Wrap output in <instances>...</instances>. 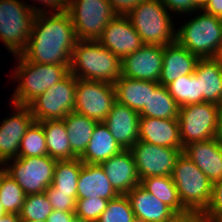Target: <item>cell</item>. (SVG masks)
Masks as SVG:
<instances>
[{
    "instance_id": "1",
    "label": "cell",
    "mask_w": 222,
    "mask_h": 222,
    "mask_svg": "<svg viewBox=\"0 0 222 222\" xmlns=\"http://www.w3.org/2000/svg\"><path fill=\"white\" fill-rule=\"evenodd\" d=\"M77 41L67 11L43 12L35 15L30 38L20 55L29 62L70 65Z\"/></svg>"
},
{
    "instance_id": "2",
    "label": "cell",
    "mask_w": 222,
    "mask_h": 222,
    "mask_svg": "<svg viewBox=\"0 0 222 222\" xmlns=\"http://www.w3.org/2000/svg\"><path fill=\"white\" fill-rule=\"evenodd\" d=\"M69 68L77 79L114 84L121 77L122 60L97 40H78Z\"/></svg>"
},
{
    "instance_id": "3",
    "label": "cell",
    "mask_w": 222,
    "mask_h": 222,
    "mask_svg": "<svg viewBox=\"0 0 222 222\" xmlns=\"http://www.w3.org/2000/svg\"><path fill=\"white\" fill-rule=\"evenodd\" d=\"M171 176L183 207L192 216L200 217L210 205L213 183L183 152Z\"/></svg>"
},
{
    "instance_id": "4",
    "label": "cell",
    "mask_w": 222,
    "mask_h": 222,
    "mask_svg": "<svg viewBox=\"0 0 222 222\" xmlns=\"http://www.w3.org/2000/svg\"><path fill=\"white\" fill-rule=\"evenodd\" d=\"M16 58L19 64L16 71L14 70L13 78L17 79L19 84L11 99L13 104L28 106L39 95L70 73V65L29 62L21 55H17Z\"/></svg>"
},
{
    "instance_id": "5",
    "label": "cell",
    "mask_w": 222,
    "mask_h": 222,
    "mask_svg": "<svg viewBox=\"0 0 222 222\" xmlns=\"http://www.w3.org/2000/svg\"><path fill=\"white\" fill-rule=\"evenodd\" d=\"M20 0H0V40L14 57L26 48L36 14L49 12Z\"/></svg>"
},
{
    "instance_id": "6",
    "label": "cell",
    "mask_w": 222,
    "mask_h": 222,
    "mask_svg": "<svg viewBox=\"0 0 222 222\" xmlns=\"http://www.w3.org/2000/svg\"><path fill=\"white\" fill-rule=\"evenodd\" d=\"M168 11L159 0H147L135 6L126 16L144 44L164 47L176 40Z\"/></svg>"
},
{
    "instance_id": "7",
    "label": "cell",
    "mask_w": 222,
    "mask_h": 222,
    "mask_svg": "<svg viewBox=\"0 0 222 222\" xmlns=\"http://www.w3.org/2000/svg\"><path fill=\"white\" fill-rule=\"evenodd\" d=\"M199 11L176 31L175 41L198 58H213L222 43V19Z\"/></svg>"
},
{
    "instance_id": "8",
    "label": "cell",
    "mask_w": 222,
    "mask_h": 222,
    "mask_svg": "<svg viewBox=\"0 0 222 222\" xmlns=\"http://www.w3.org/2000/svg\"><path fill=\"white\" fill-rule=\"evenodd\" d=\"M221 108L210 102L180 107L178 122L183 148L192 142L218 137Z\"/></svg>"
},
{
    "instance_id": "9",
    "label": "cell",
    "mask_w": 222,
    "mask_h": 222,
    "mask_svg": "<svg viewBox=\"0 0 222 222\" xmlns=\"http://www.w3.org/2000/svg\"><path fill=\"white\" fill-rule=\"evenodd\" d=\"M67 13L78 40H97L117 15L108 0H69Z\"/></svg>"
},
{
    "instance_id": "10",
    "label": "cell",
    "mask_w": 222,
    "mask_h": 222,
    "mask_svg": "<svg viewBox=\"0 0 222 222\" xmlns=\"http://www.w3.org/2000/svg\"><path fill=\"white\" fill-rule=\"evenodd\" d=\"M13 161L12 165H8ZM57 160L49 155L18 157L5 162V172L23 189L25 195L44 193L51 186Z\"/></svg>"
},
{
    "instance_id": "11",
    "label": "cell",
    "mask_w": 222,
    "mask_h": 222,
    "mask_svg": "<svg viewBox=\"0 0 222 222\" xmlns=\"http://www.w3.org/2000/svg\"><path fill=\"white\" fill-rule=\"evenodd\" d=\"M76 78L69 73L28 106L34 121L62 120L75 109Z\"/></svg>"
},
{
    "instance_id": "12",
    "label": "cell",
    "mask_w": 222,
    "mask_h": 222,
    "mask_svg": "<svg viewBox=\"0 0 222 222\" xmlns=\"http://www.w3.org/2000/svg\"><path fill=\"white\" fill-rule=\"evenodd\" d=\"M115 102L114 84L76 78L74 112L104 122Z\"/></svg>"
},
{
    "instance_id": "13",
    "label": "cell",
    "mask_w": 222,
    "mask_h": 222,
    "mask_svg": "<svg viewBox=\"0 0 222 222\" xmlns=\"http://www.w3.org/2000/svg\"><path fill=\"white\" fill-rule=\"evenodd\" d=\"M140 181L146 177L171 176L184 149L156 146L138 140L130 149Z\"/></svg>"
},
{
    "instance_id": "14",
    "label": "cell",
    "mask_w": 222,
    "mask_h": 222,
    "mask_svg": "<svg viewBox=\"0 0 222 222\" xmlns=\"http://www.w3.org/2000/svg\"><path fill=\"white\" fill-rule=\"evenodd\" d=\"M163 64V46L144 44L122 59L121 75L158 82Z\"/></svg>"
},
{
    "instance_id": "15",
    "label": "cell",
    "mask_w": 222,
    "mask_h": 222,
    "mask_svg": "<svg viewBox=\"0 0 222 222\" xmlns=\"http://www.w3.org/2000/svg\"><path fill=\"white\" fill-rule=\"evenodd\" d=\"M97 41L121 60L144 45L126 15H116Z\"/></svg>"
},
{
    "instance_id": "16",
    "label": "cell",
    "mask_w": 222,
    "mask_h": 222,
    "mask_svg": "<svg viewBox=\"0 0 222 222\" xmlns=\"http://www.w3.org/2000/svg\"><path fill=\"white\" fill-rule=\"evenodd\" d=\"M13 105L16 113L10 118H5L0 125V159L4 162L18 158L20 142L34 122L29 106Z\"/></svg>"
},
{
    "instance_id": "17",
    "label": "cell",
    "mask_w": 222,
    "mask_h": 222,
    "mask_svg": "<svg viewBox=\"0 0 222 222\" xmlns=\"http://www.w3.org/2000/svg\"><path fill=\"white\" fill-rule=\"evenodd\" d=\"M140 114L115 102L103 122L123 150H129L139 140Z\"/></svg>"
},
{
    "instance_id": "18",
    "label": "cell",
    "mask_w": 222,
    "mask_h": 222,
    "mask_svg": "<svg viewBox=\"0 0 222 222\" xmlns=\"http://www.w3.org/2000/svg\"><path fill=\"white\" fill-rule=\"evenodd\" d=\"M136 222H178L181 218L140 184L126 194Z\"/></svg>"
},
{
    "instance_id": "19",
    "label": "cell",
    "mask_w": 222,
    "mask_h": 222,
    "mask_svg": "<svg viewBox=\"0 0 222 222\" xmlns=\"http://www.w3.org/2000/svg\"><path fill=\"white\" fill-rule=\"evenodd\" d=\"M183 153L213 184L222 179V142L218 137L192 142L184 147Z\"/></svg>"
},
{
    "instance_id": "20",
    "label": "cell",
    "mask_w": 222,
    "mask_h": 222,
    "mask_svg": "<svg viewBox=\"0 0 222 222\" xmlns=\"http://www.w3.org/2000/svg\"><path fill=\"white\" fill-rule=\"evenodd\" d=\"M105 175L119 195H126L140 184L135 160L130 150H122L101 163Z\"/></svg>"
},
{
    "instance_id": "21",
    "label": "cell",
    "mask_w": 222,
    "mask_h": 222,
    "mask_svg": "<svg viewBox=\"0 0 222 222\" xmlns=\"http://www.w3.org/2000/svg\"><path fill=\"white\" fill-rule=\"evenodd\" d=\"M139 140L156 146L184 149L178 119H160L140 116Z\"/></svg>"
},
{
    "instance_id": "22",
    "label": "cell",
    "mask_w": 222,
    "mask_h": 222,
    "mask_svg": "<svg viewBox=\"0 0 222 222\" xmlns=\"http://www.w3.org/2000/svg\"><path fill=\"white\" fill-rule=\"evenodd\" d=\"M198 57L185 47L174 43L163 47V64L158 83L167 87L179 76L190 75L195 71Z\"/></svg>"
},
{
    "instance_id": "23",
    "label": "cell",
    "mask_w": 222,
    "mask_h": 222,
    "mask_svg": "<svg viewBox=\"0 0 222 222\" xmlns=\"http://www.w3.org/2000/svg\"><path fill=\"white\" fill-rule=\"evenodd\" d=\"M119 194L112 187L101 164L83 163L77 184V199H113Z\"/></svg>"
},
{
    "instance_id": "24",
    "label": "cell",
    "mask_w": 222,
    "mask_h": 222,
    "mask_svg": "<svg viewBox=\"0 0 222 222\" xmlns=\"http://www.w3.org/2000/svg\"><path fill=\"white\" fill-rule=\"evenodd\" d=\"M194 73L199 78L200 103L222 106V64L216 58H199Z\"/></svg>"
},
{
    "instance_id": "25",
    "label": "cell",
    "mask_w": 222,
    "mask_h": 222,
    "mask_svg": "<svg viewBox=\"0 0 222 222\" xmlns=\"http://www.w3.org/2000/svg\"><path fill=\"white\" fill-rule=\"evenodd\" d=\"M158 85V82L121 75L114 83L116 101L139 113L148 103L149 90H154Z\"/></svg>"
},
{
    "instance_id": "26",
    "label": "cell",
    "mask_w": 222,
    "mask_h": 222,
    "mask_svg": "<svg viewBox=\"0 0 222 222\" xmlns=\"http://www.w3.org/2000/svg\"><path fill=\"white\" fill-rule=\"evenodd\" d=\"M122 150L111 135L109 128L103 122H98L84 153L79 159L83 163L101 164Z\"/></svg>"
},
{
    "instance_id": "27",
    "label": "cell",
    "mask_w": 222,
    "mask_h": 222,
    "mask_svg": "<svg viewBox=\"0 0 222 222\" xmlns=\"http://www.w3.org/2000/svg\"><path fill=\"white\" fill-rule=\"evenodd\" d=\"M140 185L170 207L181 219L192 217L179 199L172 176L146 177L140 181Z\"/></svg>"
},
{
    "instance_id": "28",
    "label": "cell",
    "mask_w": 222,
    "mask_h": 222,
    "mask_svg": "<svg viewBox=\"0 0 222 222\" xmlns=\"http://www.w3.org/2000/svg\"><path fill=\"white\" fill-rule=\"evenodd\" d=\"M62 120L66 127L71 150L79 158L84 153L98 122L74 111Z\"/></svg>"
},
{
    "instance_id": "29",
    "label": "cell",
    "mask_w": 222,
    "mask_h": 222,
    "mask_svg": "<svg viewBox=\"0 0 222 222\" xmlns=\"http://www.w3.org/2000/svg\"><path fill=\"white\" fill-rule=\"evenodd\" d=\"M43 130L48 155L56 160L78 158L71 150L69 138L63 120H46L38 122Z\"/></svg>"
},
{
    "instance_id": "30",
    "label": "cell",
    "mask_w": 222,
    "mask_h": 222,
    "mask_svg": "<svg viewBox=\"0 0 222 222\" xmlns=\"http://www.w3.org/2000/svg\"><path fill=\"white\" fill-rule=\"evenodd\" d=\"M180 106L169 94L168 88L159 84L154 90H149L147 105L139 112L140 116L178 119Z\"/></svg>"
},
{
    "instance_id": "31",
    "label": "cell",
    "mask_w": 222,
    "mask_h": 222,
    "mask_svg": "<svg viewBox=\"0 0 222 222\" xmlns=\"http://www.w3.org/2000/svg\"><path fill=\"white\" fill-rule=\"evenodd\" d=\"M83 162L79 158L72 160H57L51 186L56 192L77 195L78 177Z\"/></svg>"
},
{
    "instance_id": "32",
    "label": "cell",
    "mask_w": 222,
    "mask_h": 222,
    "mask_svg": "<svg viewBox=\"0 0 222 222\" xmlns=\"http://www.w3.org/2000/svg\"><path fill=\"white\" fill-rule=\"evenodd\" d=\"M167 88L180 107L200 103L199 78L195 73L179 76Z\"/></svg>"
},
{
    "instance_id": "33",
    "label": "cell",
    "mask_w": 222,
    "mask_h": 222,
    "mask_svg": "<svg viewBox=\"0 0 222 222\" xmlns=\"http://www.w3.org/2000/svg\"><path fill=\"white\" fill-rule=\"evenodd\" d=\"M23 189L4 172L0 176V205L6 213L19 214L25 199Z\"/></svg>"
},
{
    "instance_id": "34",
    "label": "cell",
    "mask_w": 222,
    "mask_h": 222,
    "mask_svg": "<svg viewBox=\"0 0 222 222\" xmlns=\"http://www.w3.org/2000/svg\"><path fill=\"white\" fill-rule=\"evenodd\" d=\"M48 155L44 130L34 121L26 130L20 142L18 157H38Z\"/></svg>"
},
{
    "instance_id": "35",
    "label": "cell",
    "mask_w": 222,
    "mask_h": 222,
    "mask_svg": "<svg viewBox=\"0 0 222 222\" xmlns=\"http://www.w3.org/2000/svg\"><path fill=\"white\" fill-rule=\"evenodd\" d=\"M52 211V206L44 192L26 195L19 215L22 221H42L47 220Z\"/></svg>"
},
{
    "instance_id": "36",
    "label": "cell",
    "mask_w": 222,
    "mask_h": 222,
    "mask_svg": "<svg viewBox=\"0 0 222 222\" xmlns=\"http://www.w3.org/2000/svg\"><path fill=\"white\" fill-rule=\"evenodd\" d=\"M97 222H136L128 196L118 195L110 199Z\"/></svg>"
},
{
    "instance_id": "37",
    "label": "cell",
    "mask_w": 222,
    "mask_h": 222,
    "mask_svg": "<svg viewBox=\"0 0 222 222\" xmlns=\"http://www.w3.org/2000/svg\"><path fill=\"white\" fill-rule=\"evenodd\" d=\"M109 200L96 197L77 199L75 214L89 222H97L102 212L107 208Z\"/></svg>"
},
{
    "instance_id": "38",
    "label": "cell",
    "mask_w": 222,
    "mask_h": 222,
    "mask_svg": "<svg viewBox=\"0 0 222 222\" xmlns=\"http://www.w3.org/2000/svg\"><path fill=\"white\" fill-rule=\"evenodd\" d=\"M45 194L53 210L75 212L77 195H70V193L64 192H56V190L52 186H49L46 189Z\"/></svg>"
},
{
    "instance_id": "39",
    "label": "cell",
    "mask_w": 222,
    "mask_h": 222,
    "mask_svg": "<svg viewBox=\"0 0 222 222\" xmlns=\"http://www.w3.org/2000/svg\"><path fill=\"white\" fill-rule=\"evenodd\" d=\"M222 216V179L213 184L210 205L200 217Z\"/></svg>"
},
{
    "instance_id": "40",
    "label": "cell",
    "mask_w": 222,
    "mask_h": 222,
    "mask_svg": "<svg viewBox=\"0 0 222 222\" xmlns=\"http://www.w3.org/2000/svg\"><path fill=\"white\" fill-rule=\"evenodd\" d=\"M117 15H127L135 6L147 0H108Z\"/></svg>"
},
{
    "instance_id": "41",
    "label": "cell",
    "mask_w": 222,
    "mask_h": 222,
    "mask_svg": "<svg viewBox=\"0 0 222 222\" xmlns=\"http://www.w3.org/2000/svg\"><path fill=\"white\" fill-rule=\"evenodd\" d=\"M167 9L182 13H191V0H159Z\"/></svg>"
},
{
    "instance_id": "42",
    "label": "cell",
    "mask_w": 222,
    "mask_h": 222,
    "mask_svg": "<svg viewBox=\"0 0 222 222\" xmlns=\"http://www.w3.org/2000/svg\"><path fill=\"white\" fill-rule=\"evenodd\" d=\"M202 10L222 19V0H207Z\"/></svg>"
},
{
    "instance_id": "43",
    "label": "cell",
    "mask_w": 222,
    "mask_h": 222,
    "mask_svg": "<svg viewBox=\"0 0 222 222\" xmlns=\"http://www.w3.org/2000/svg\"><path fill=\"white\" fill-rule=\"evenodd\" d=\"M74 212H64L60 210H53L48 216L47 222H69Z\"/></svg>"
},
{
    "instance_id": "44",
    "label": "cell",
    "mask_w": 222,
    "mask_h": 222,
    "mask_svg": "<svg viewBox=\"0 0 222 222\" xmlns=\"http://www.w3.org/2000/svg\"><path fill=\"white\" fill-rule=\"evenodd\" d=\"M69 0H39V3H43L46 7L53 9L55 12L67 11Z\"/></svg>"
},
{
    "instance_id": "45",
    "label": "cell",
    "mask_w": 222,
    "mask_h": 222,
    "mask_svg": "<svg viewBox=\"0 0 222 222\" xmlns=\"http://www.w3.org/2000/svg\"><path fill=\"white\" fill-rule=\"evenodd\" d=\"M0 222H22L19 214L5 213L1 218Z\"/></svg>"
},
{
    "instance_id": "46",
    "label": "cell",
    "mask_w": 222,
    "mask_h": 222,
    "mask_svg": "<svg viewBox=\"0 0 222 222\" xmlns=\"http://www.w3.org/2000/svg\"><path fill=\"white\" fill-rule=\"evenodd\" d=\"M206 3L207 0H191V12L202 10Z\"/></svg>"
},
{
    "instance_id": "47",
    "label": "cell",
    "mask_w": 222,
    "mask_h": 222,
    "mask_svg": "<svg viewBox=\"0 0 222 222\" xmlns=\"http://www.w3.org/2000/svg\"><path fill=\"white\" fill-rule=\"evenodd\" d=\"M202 222H222V216L218 217H200Z\"/></svg>"
},
{
    "instance_id": "48",
    "label": "cell",
    "mask_w": 222,
    "mask_h": 222,
    "mask_svg": "<svg viewBox=\"0 0 222 222\" xmlns=\"http://www.w3.org/2000/svg\"><path fill=\"white\" fill-rule=\"evenodd\" d=\"M178 222H202L199 216H192L187 219H180Z\"/></svg>"
},
{
    "instance_id": "49",
    "label": "cell",
    "mask_w": 222,
    "mask_h": 222,
    "mask_svg": "<svg viewBox=\"0 0 222 222\" xmlns=\"http://www.w3.org/2000/svg\"><path fill=\"white\" fill-rule=\"evenodd\" d=\"M69 222H89V221H86V220L82 219L81 217H79L77 214H74L71 217Z\"/></svg>"
},
{
    "instance_id": "50",
    "label": "cell",
    "mask_w": 222,
    "mask_h": 222,
    "mask_svg": "<svg viewBox=\"0 0 222 222\" xmlns=\"http://www.w3.org/2000/svg\"><path fill=\"white\" fill-rule=\"evenodd\" d=\"M218 139L222 142V108L220 113V126H219Z\"/></svg>"
},
{
    "instance_id": "51",
    "label": "cell",
    "mask_w": 222,
    "mask_h": 222,
    "mask_svg": "<svg viewBox=\"0 0 222 222\" xmlns=\"http://www.w3.org/2000/svg\"><path fill=\"white\" fill-rule=\"evenodd\" d=\"M216 58L220 61V63L222 64V43L220 45V49L216 55Z\"/></svg>"
},
{
    "instance_id": "52",
    "label": "cell",
    "mask_w": 222,
    "mask_h": 222,
    "mask_svg": "<svg viewBox=\"0 0 222 222\" xmlns=\"http://www.w3.org/2000/svg\"><path fill=\"white\" fill-rule=\"evenodd\" d=\"M5 165V162L2 160V159H0V166L1 165ZM5 172V168L3 169V166H2V168H0V176L3 174Z\"/></svg>"
},
{
    "instance_id": "53",
    "label": "cell",
    "mask_w": 222,
    "mask_h": 222,
    "mask_svg": "<svg viewBox=\"0 0 222 222\" xmlns=\"http://www.w3.org/2000/svg\"><path fill=\"white\" fill-rule=\"evenodd\" d=\"M6 212L4 211V209L2 208V206L0 205V218L5 214Z\"/></svg>"
},
{
    "instance_id": "54",
    "label": "cell",
    "mask_w": 222,
    "mask_h": 222,
    "mask_svg": "<svg viewBox=\"0 0 222 222\" xmlns=\"http://www.w3.org/2000/svg\"><path fill=\"white\" fill-rule=\"evenodd\" d=\"M22 222H47V220H35V221H22Z\"/></svg>"
}]
</instances>
